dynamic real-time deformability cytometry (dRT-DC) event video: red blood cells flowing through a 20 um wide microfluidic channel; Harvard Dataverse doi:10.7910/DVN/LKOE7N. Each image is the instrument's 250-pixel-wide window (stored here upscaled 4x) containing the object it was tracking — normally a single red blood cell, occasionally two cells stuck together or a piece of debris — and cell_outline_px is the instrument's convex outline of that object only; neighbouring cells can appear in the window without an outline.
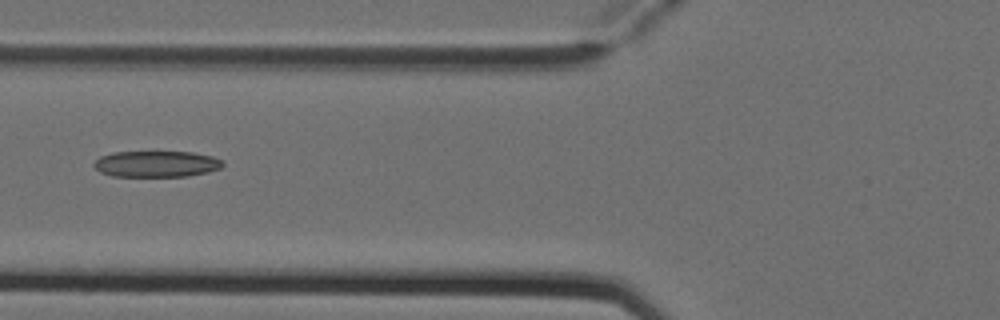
{"species": "Egyptian fruit bat (a non-hibernating species)", "species_latin": "Rousettus aegyptiacus", "temperature_condition": "cold", "stored_images_in_passage": 6, "camera_frame_rate_fps": 3000, "um_per_image_px": 0.085, "animal": {"sex": "female"}, "frame": {"image": 1, "passage_image": 6, "time_ms": 1.667, "image_size_px": [1000, 320], "cell_outline_px": [[224, 164], [220, 168], [208, 172], [188, 176], [112, 176], [100, 172], [92, 164], [100, 156], [112, 152], [192, 152], [212, 156], [220, 160]], "centroid_in_image_um": [13.27, 13.93], "position_along_channel_um": 112.5, "area_um2": 19.59}}